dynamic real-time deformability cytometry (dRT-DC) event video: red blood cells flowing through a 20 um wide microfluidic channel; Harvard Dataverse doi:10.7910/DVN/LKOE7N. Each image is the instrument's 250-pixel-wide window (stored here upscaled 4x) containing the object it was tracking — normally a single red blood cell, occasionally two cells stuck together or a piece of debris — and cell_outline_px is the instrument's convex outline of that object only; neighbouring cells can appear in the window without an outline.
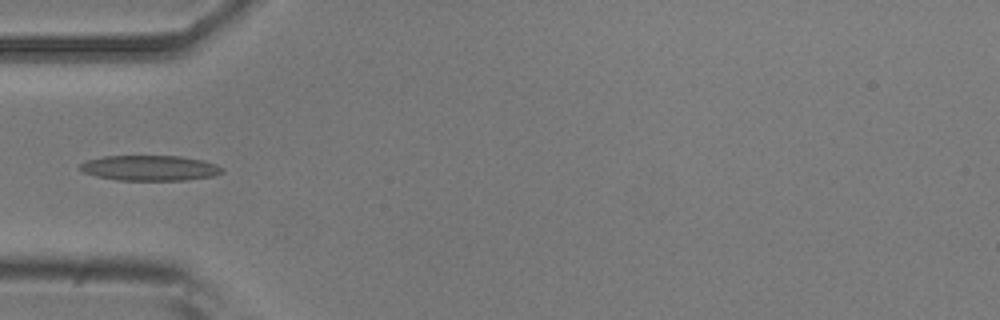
{"species": "common noctule bat (a hibernating species)", "species_latin": "Nyctalus noctula", "temperature_condition": "room temperature", "stored_images_in_passage": 5, "camera_frame_rate_fps": 3000, "um_per_image_px": 0.085, "animal": {"sex": "male", "body_mass_g": 20.5, "forearm_length_mm": 52.5}, "frame": {"image": 1, "passage_image": 4, "time_ms": 1.0, "image_size_px": [1000, 320], "cell_outline_px": [[224, 172], [212, 176], [188, 180], [116, 180], [96, 176], [84, 172], [80, 168], [80, 164], [88, 160], [104, 156], [180, 156], [204, 160], [216, 164], [224, 168]], "centroid_in_image_um": [12.78, 14.28], "position_along_channel_um": 72.2, "area_um2": 20.98}}
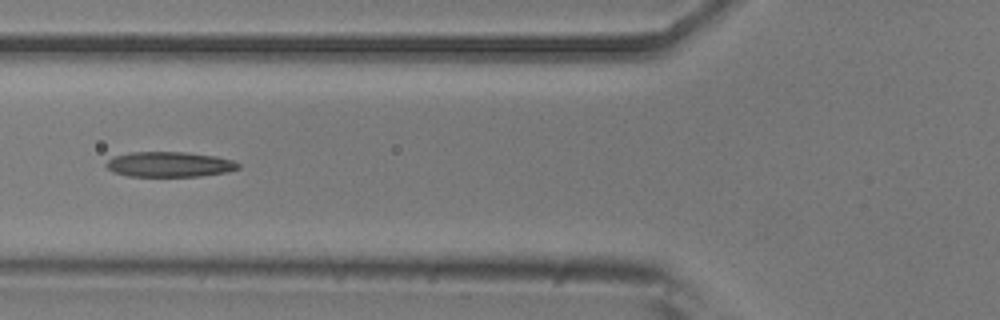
{"frame": {"image": 2, "passage_image": 5, "time_ms": 1.333, "image_size_px": [1000, 320], "cell_outline_px": [[240, 168], [228, 172], [200, 176], [128, 176], [112, 172], [104, 164], [108, 160], [116, 156], [128, 152], [184, 152], [216, 156], [232, 160], [240, 164]], "centroid_in_image_um": [14.41, 13.97], "position_along_channel_um": 111.4, "area_um2": 19.42}}